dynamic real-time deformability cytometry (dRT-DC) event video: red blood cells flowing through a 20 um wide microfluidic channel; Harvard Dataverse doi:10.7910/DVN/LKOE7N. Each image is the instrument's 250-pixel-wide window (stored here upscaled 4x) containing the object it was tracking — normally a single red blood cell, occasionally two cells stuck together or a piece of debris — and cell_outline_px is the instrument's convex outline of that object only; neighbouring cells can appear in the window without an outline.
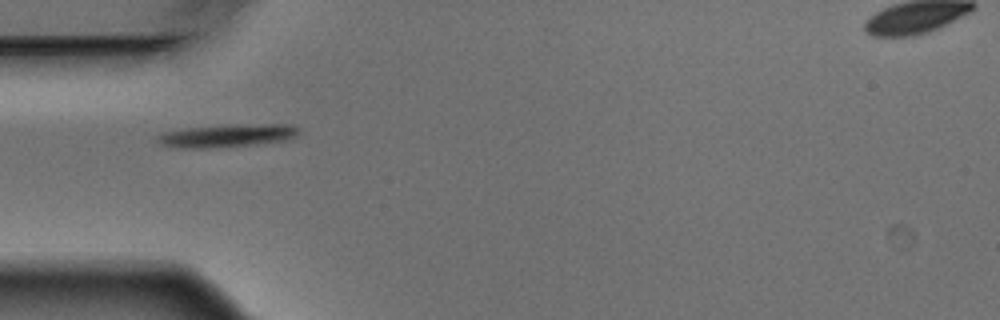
{"species": "Egyptian fruit bat (a non-hibernating species)", "species_latin": "Rousettus aegyptiacus", "temperature_condition": "warm", "stored_images_in_passage": 6, "camera_frame_rate_fps": 3000, "um_per_image_px": 0.085, "animal": {"sex": "male"}, "frame": {"image": 1, "passage_image": 1, "time_ms": 0.0, "image_size_px": [1000, 320], "cell_outline_px": [[300, 132], [296, 136], [284, 140], [256, 144], [208, 148], [180, 148], [160, 144], [156, 140], [156, 136], [168, 132], [184, 128], [232, 124], [292, 124], [300, 128]], "centroid_in_image_um": [19.34, 11.52], "position_along_channel_um": 65.7, "area_um2": 18.96}}
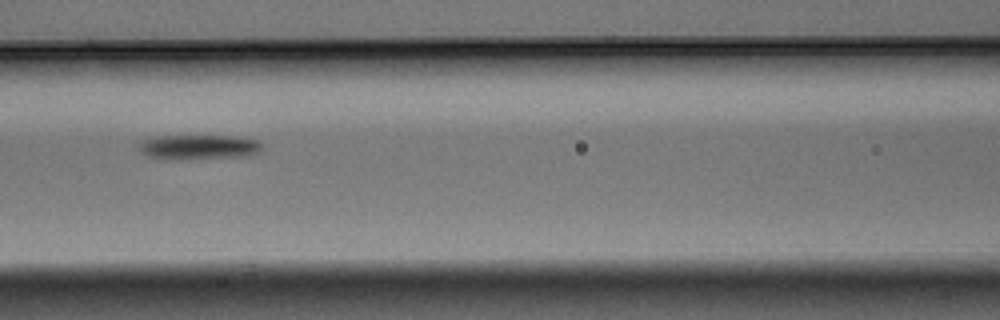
{"frame": {"image": 2, "passage_image": 3, "time_ms": 0.667, "image_size_px": [1000, 320], "cell_outline_px": [[260, 148], [256, 152], [248, 156], [148, 156], [140, 148], [140, 144], [144, 140], [160, 136], [236, 136], [260, 140]], "centroid_in_image_um": [17.0, 12.42], "position_along_channel_um": 149.6, "area_um2": 16.07}}
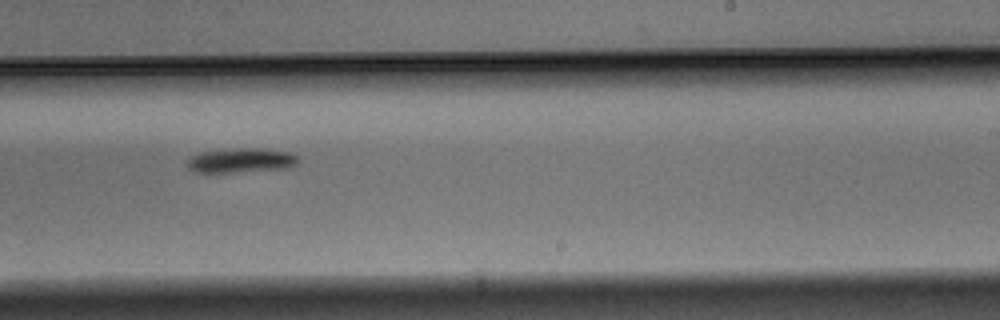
{"frame": {"image": 3, "passage_image": 6, "time_ms": 1.667, "image_size_px": [1000, 320], "cell_outline_px": [[300, 160], [292, 168], [236, 172], [192, 172], [188, 168], [188, 160], [192, 156], [200, 152], [240, 148], [260, 148], [288, 152], [296, 156]], "centroid_in_image_um": [20.52, 13.64], "position_along_channel_um": 268.5, "area_um2": 15.84}}